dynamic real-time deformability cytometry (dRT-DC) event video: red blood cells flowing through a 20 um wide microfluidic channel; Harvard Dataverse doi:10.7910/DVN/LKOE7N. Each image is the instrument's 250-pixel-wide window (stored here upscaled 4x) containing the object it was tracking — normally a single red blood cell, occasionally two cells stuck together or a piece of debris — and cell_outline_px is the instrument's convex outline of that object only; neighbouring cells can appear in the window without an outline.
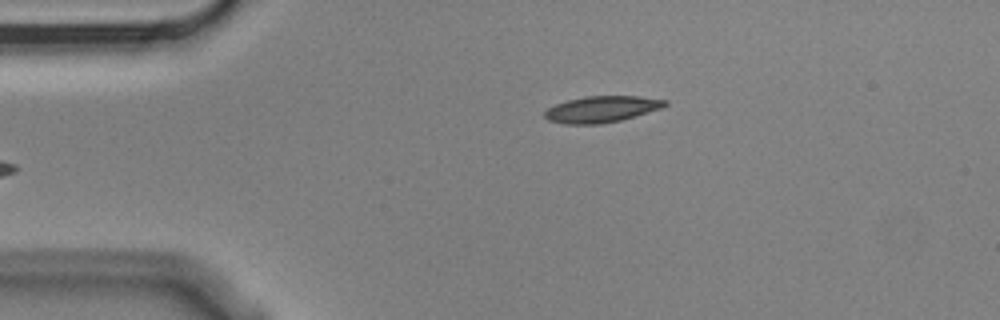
{"species": "Egyptian fruit bat (a non-hibernating species)", "species_latin": "Rousettus aegyptiacus", "temperature_condition": "cold", "stored_images_in_passage": 5, "camera_frame_rate_fps": 3000, "um_per_image_px": 0.085, "animal": {"sex": "male"}, "frame": {"image": 1, "passage_image": 5, "time_ms": 1.333, "image_size_px": [1000, 320], "cell_outline_px": [[668, 104], [660, 108], [620, 120], [600, 124], [564, 124], [548, 120], [544, 116], [544, 112], [548, 108], [556, 104], [568, 100], [588, 96], [640, 96], [668, 100]], "centroid_in_image_um": [51.12, 9.28], "position_along_channel_um": 33.9, "area_um2": 18.26}}